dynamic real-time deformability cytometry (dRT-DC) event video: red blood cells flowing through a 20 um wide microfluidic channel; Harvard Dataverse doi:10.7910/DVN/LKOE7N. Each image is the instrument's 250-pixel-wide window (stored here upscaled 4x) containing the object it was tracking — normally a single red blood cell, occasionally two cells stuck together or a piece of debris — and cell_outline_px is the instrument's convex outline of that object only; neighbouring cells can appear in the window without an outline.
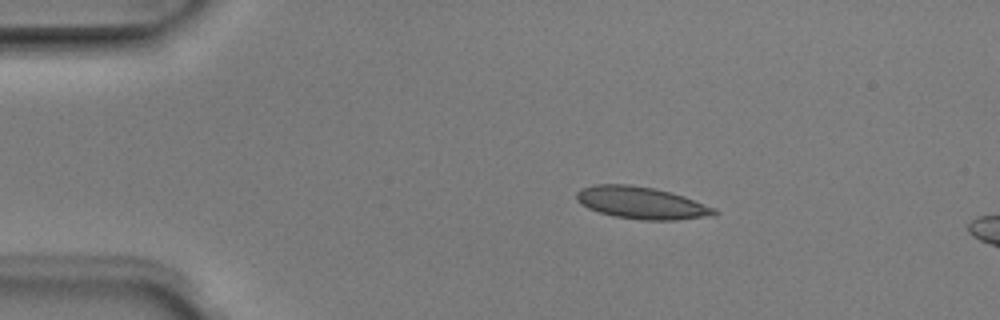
{"species": "Egyptian fruit bat (a non-hibernating species)", "species_latin": "Rousettus aegyptiacus", "temperature_condition": "room temperature", "stored_images_in_passage": 4, "camera_frame_rate_fps": 3000, "um_per_image_px": 0.085, "animal": {"sex": "male"}, "frame": {"image": 1, "passage_image": 2, "time_ms": 0.333, "image_size_px": [1000, 320], "cell_outline_px": [[720, 212], [716, 216], [676, 220], [640, 220], [612, 216], [588, 208], [580, 204], [576, 200], [576, 192], [584, 188], [596, 184], [628, 184], [656, 188], [684, 196], [716, 208]], "centroid_in_image_um": [54.57, 17.25], "position_along_channel_um": 30.4, "area_um2": 26.13}}